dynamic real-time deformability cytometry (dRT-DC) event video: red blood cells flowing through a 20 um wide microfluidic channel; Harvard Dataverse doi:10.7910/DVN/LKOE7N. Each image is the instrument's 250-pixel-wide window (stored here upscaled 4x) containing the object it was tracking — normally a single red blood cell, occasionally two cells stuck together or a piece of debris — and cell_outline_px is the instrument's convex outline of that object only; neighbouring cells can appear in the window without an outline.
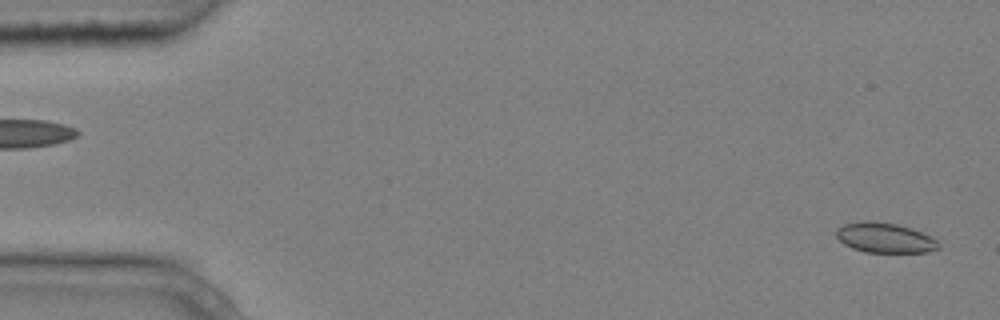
{"species": "common noctule bat (a hibernating species)", "species_latin": "Nyctalus noctula", "temperature_condition": "cold", "stored_images_in_passage": 5, "segment_of_instrument_passage": [2, 2], "camera_frame_rate_fps": 3000, "um_per_image_px": 0.085, "animal": {"sex": "male", "body_mass_g": 20.4}, "frame": {"image": 1, "passage_image": 5, "time_ms": 1.333, "image_size_px": [1000, 320], "cell_outline_px": [[940, 248], [928, 252], [864, 252], [852, 248], [844, 244], [836, 236], [836, 228], [844, 224], [864, 220], [872, 220], [896, 224], [912, 228], [936, 240], [940, 244]], "centroid_in_image_um": [75.18, 20.2], "position_along_channel_um": 9.8, "area_um2": 17.92}}